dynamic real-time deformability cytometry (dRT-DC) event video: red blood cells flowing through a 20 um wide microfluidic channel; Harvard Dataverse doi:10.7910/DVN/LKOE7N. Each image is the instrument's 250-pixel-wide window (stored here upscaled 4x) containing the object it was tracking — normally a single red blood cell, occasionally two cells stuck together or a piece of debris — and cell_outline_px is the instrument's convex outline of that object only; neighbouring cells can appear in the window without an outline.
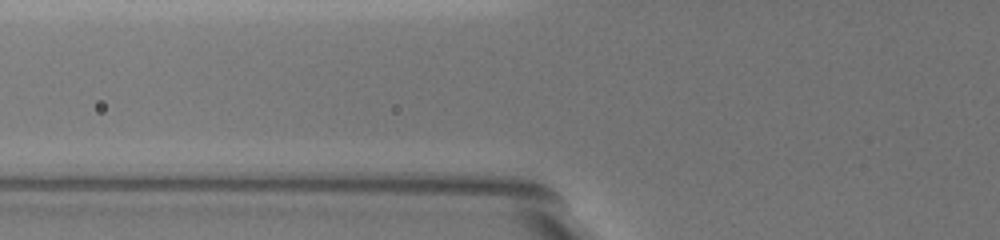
{"species": "common noctule bat (a hibernating species)", "species_latin": "Nyctalus noctula", "temperature_condition": "warm", "stored_images_in_passage": 3, "camera_frame_rate_fps": 3000, "um_per_image_px": 0.085, "animal": {"sex": "female", "body_mass_g": 19.5, "forearm_length_mm": 54.1}, "frame": {"image": 1, "passage_image": 2, "time_ms": 0.333, "image_size_px": [1000, 240], "cell_outline_px": [[644, 120], [640, 132], [628, 124], [572, 68], [568, 60], [584, 52], [588, 52], [636, 100], [644, 116]], "centroid_in_image_um": [51.72, 7.57], "position_along_channel_um": 74.1, "area_um2": 14.85}}